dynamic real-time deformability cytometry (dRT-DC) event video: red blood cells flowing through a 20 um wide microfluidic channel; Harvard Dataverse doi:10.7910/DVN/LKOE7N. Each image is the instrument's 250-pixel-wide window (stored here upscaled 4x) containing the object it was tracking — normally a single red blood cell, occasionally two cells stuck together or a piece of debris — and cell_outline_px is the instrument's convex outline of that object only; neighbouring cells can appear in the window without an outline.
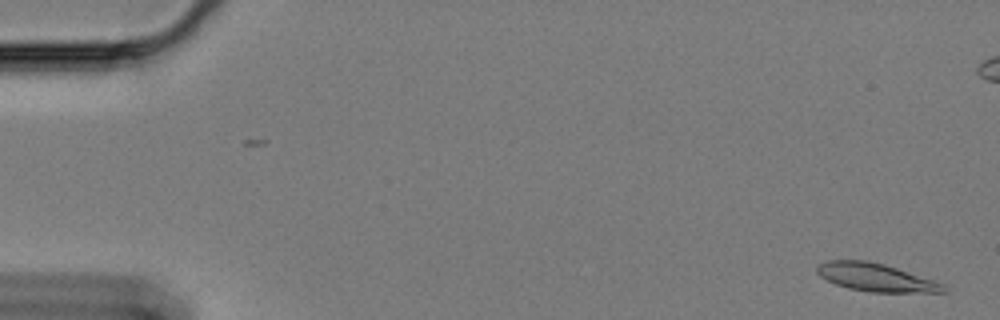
{"species": "Egyptian fruit bat (a non-hibernating species)", "species_latin": "Rousettus aegyptiacus", "temperature_condition": "cold", "stored_images_in_passage": 61, "camera_frame_rate_fps": 3000, "um_per_image_px": 0.085, "animal": {"sex": "female"}, "frame": {"image": 1, "passage_image": 2, "time_ms": 0.333, "image_size_px": [1000, 320], "cell_outline_px": [[948, 292], [868, 292], [848, 288], [836, 284], [820, 276], [816, 272], [816, 268], [820, 264], [828, 260], [864, 260], [884, 264], [944, 284], [948, 288]], "centroid_in_image_um": [74.44, 23.58], "position_along_channel_um": 10.6, "area_um2": 20.4}}
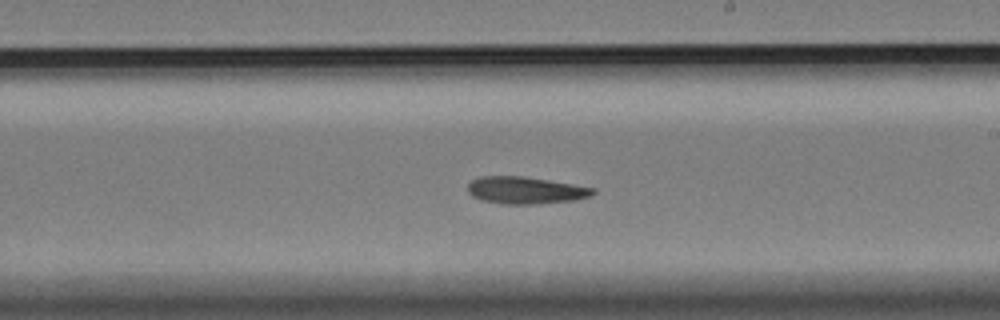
{"frame": {"image": 2, "passage_image": 35, "time_ms": 11.333, "image_size_px": [1000, 320], "cell_outline_px": [[596, 192], [592, 196], [576, 200], [540, 204], [500, 204], [480, 200], [472, 196], [468, 192], [468, 184], [472, 180], [480, 176], [524, 176], [596, 188]], "centroid_in_image_um": [44.68, 16.18], "position_along_channel_um": 244.3, "area_um2": 20.06}}
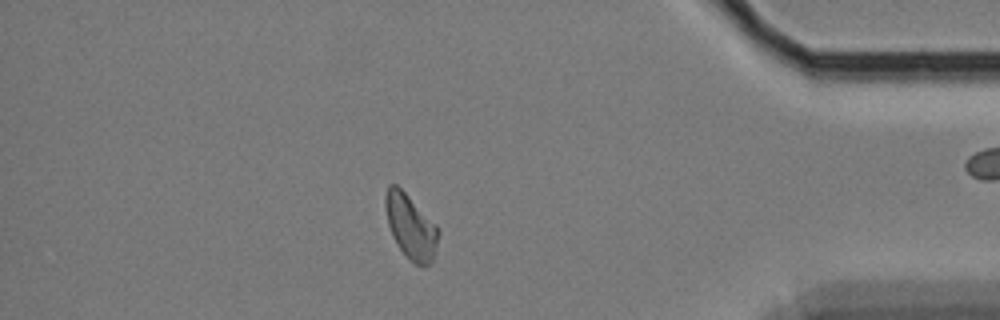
{"frame": {"image": 3, "passage_image": 52, "time_ms": 17.0, "image_size_px": [1000, 320], "cell_outline_px": [[440, 232], [432, 260], [424, 268], [420, 268], [396, 244], [392, 236], [388, 224], [384, 204], [384, 196], [388, 184], [396, 184], [436, 224]], "centroid_in_image_um": [34.89, 19.25], "position_along_channel_um": 400.3, "area_um2": 19.71}}